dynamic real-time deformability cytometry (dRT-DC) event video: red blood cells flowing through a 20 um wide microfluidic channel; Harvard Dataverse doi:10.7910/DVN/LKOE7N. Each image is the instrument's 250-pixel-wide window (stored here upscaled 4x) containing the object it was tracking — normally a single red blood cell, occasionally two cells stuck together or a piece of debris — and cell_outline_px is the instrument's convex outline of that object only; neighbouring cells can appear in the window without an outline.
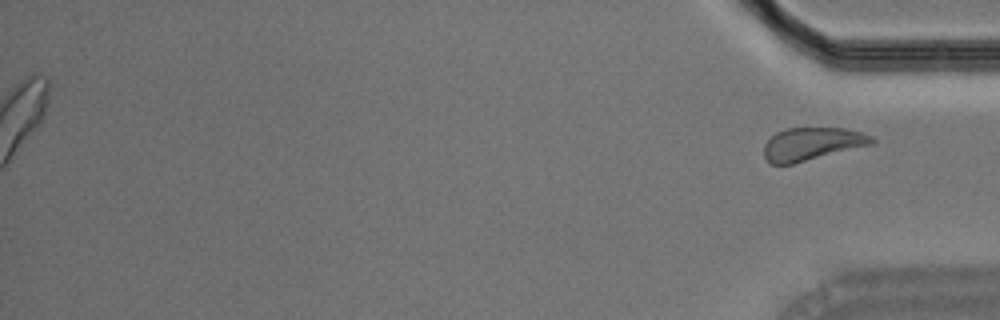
{"species": "Egyptian fruit bat (a non-hibernating species)", "species_latin": "Rousettus aegyptiacus", "temperature_condition": "room temperature", "stored_images_in_passage": 48, "segment_of_instrument_passage": [2, 2], "camera_frame_rate_fps": 3000, "um_per_image_px": 0.085, "animal": {"sex": "male"}, "frame": {"image": 1, "passage_image": 48, "time_ms": 15.667, "image_size_px": [1000, 320], "cell_outline_px": [[876, 140], [872, 144], [792, 164], [768, 164], [764, 156], [764, 144], [776, 132], [784, 128], [844, 128], [864, 132], [872, 136]], "centroid_in_image_um": [69.01, 12.22], "position_along_channel_um": 366.2, "area_um2": 20.69}}